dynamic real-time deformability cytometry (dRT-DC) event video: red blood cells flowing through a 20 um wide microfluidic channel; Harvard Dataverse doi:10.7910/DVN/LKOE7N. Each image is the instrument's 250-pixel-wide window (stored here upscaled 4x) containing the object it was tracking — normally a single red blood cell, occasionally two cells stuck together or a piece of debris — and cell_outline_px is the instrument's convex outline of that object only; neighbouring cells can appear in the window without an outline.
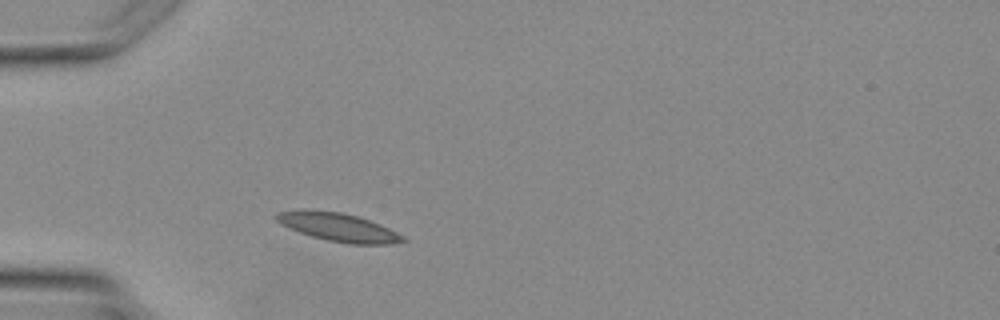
{"species": "Egyptian fruit bat (a non-hibernating species)", "species_latin": "Rousettus aegyptiacus", "temperature_condition": "warm", "stored_images_in_passage": 1, "camera_frame_rate_fps": 3000, "um_per_image_px": 0.085, "animal": {"sex": "female"}, "frame": {"image": 1, "passage_image": 1, "time_ms": 0.0, "image_size_px": [1000, 320], "cell_outline_px": [[408, 240], [392, 244], [348, 244], [328, 240], [312, 236], [288, 228], [280, 224], [272, 216], [280, 212], [304, 208], [340, 212], [356, 216], [380, 224], [404, 236]], "centroid_in_image_um": [28.72, 19.3], "position_along_channel_um": 56.3, "area_um2": 20.98}}